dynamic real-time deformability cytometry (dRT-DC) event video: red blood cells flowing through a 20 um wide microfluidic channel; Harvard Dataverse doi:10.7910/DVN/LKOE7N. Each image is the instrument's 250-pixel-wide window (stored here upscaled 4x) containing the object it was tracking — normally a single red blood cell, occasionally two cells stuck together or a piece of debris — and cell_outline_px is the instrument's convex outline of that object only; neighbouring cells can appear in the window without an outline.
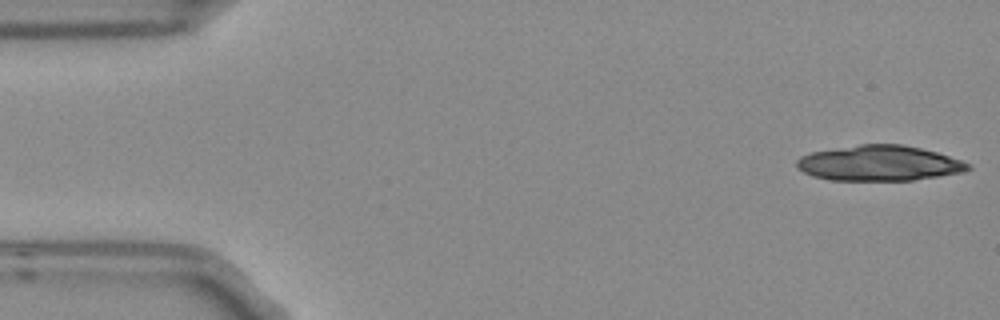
{"species": "Egyptian fruit bat (a non-hibernating species)", "species_latin": "Rousettus aegyptiacus", "temperature_condition": "room temperature", "stored_images_in_passage": 4, "camera_frame_rate_fps": 3000, "um_per_image_px": 0.085, "frame": {"image": 1, "passage_image": 1, "time_ms": 0.0, "image_size_px": [1000, 320], "cell_outline_px": [[972, 168], [964, 172], [912, 180], [828, 180], [812, 176], [796, 168], [796, 160], [800, 156], [812, 152], [860, 144], [904, 144], [936, 152], [960, 160], [968, 164]], "centroid_in_image_um": [74.7, 13.87], "position_along_channel_um": 10.3, "area_um2": 35.2}}